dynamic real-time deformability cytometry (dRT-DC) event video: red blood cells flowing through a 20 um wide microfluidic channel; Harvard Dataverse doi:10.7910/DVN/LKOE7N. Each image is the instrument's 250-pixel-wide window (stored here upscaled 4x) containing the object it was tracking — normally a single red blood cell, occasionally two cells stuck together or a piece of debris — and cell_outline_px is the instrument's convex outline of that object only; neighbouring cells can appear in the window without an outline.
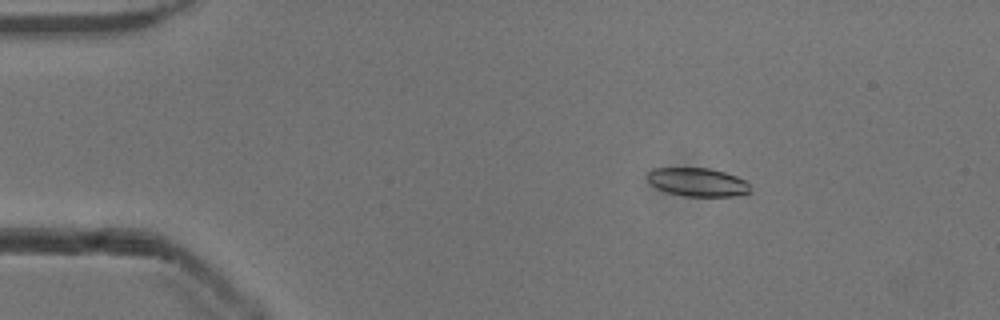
{"species": "common noctule bat (a hibernating species)", "species_latin": "Nyctalus noctula", "temperature_condition": "cold", "stored_images_in_passage": 55, "segment_of_instrument_passage": [1, 2], "camera_frame_rate_fps": 3000, "um_per_image_px": 0.085, "animal": {"sex": "male", "body_mass_g": 13.3}, "frame": {"image": 1, "passage_image": 9, "time_ms": 2.667, "image_size_px": [1000, 320], "cell_outline_px": [[752, 192], [736, 196], [684, 196], [668, 192], [656, 188], [644, 176], [652, 168], [708, 168], [724, 172], [736, 176], [744, 180], [748, 184]], "centroid_in_image_um": [59.27, 15.48], "position_along_channel_um": 25.7, "area_um2": 17.11}}
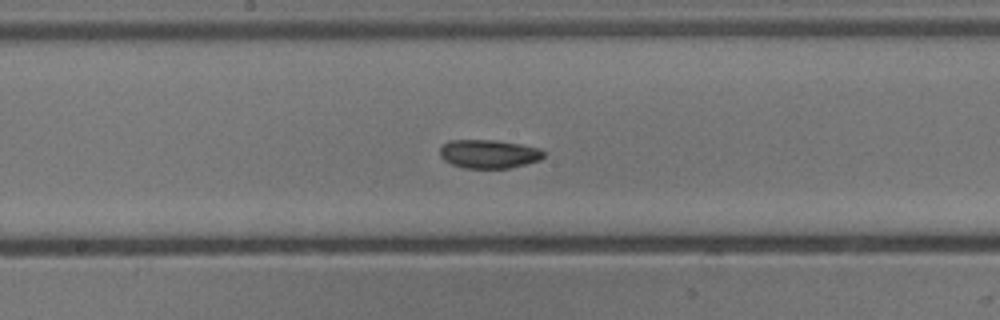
{"frame": {"image": 2, "passage_image": 29, "time_ms": 9.333, "image_size_px": [1000, 320], "cell_outline_px": [[544, 156], [540, 160], [508, 168], [464, 168], [452, 164], [444, 160], [440, 156], [440, 144], [448, 140], [496, 140], [520, 144], [540, 148], [544, 152]], "centroid_in_image_um": [41.51, 13.07], "position_along_channel_um": 206.7, "area_um2": 17.4}}
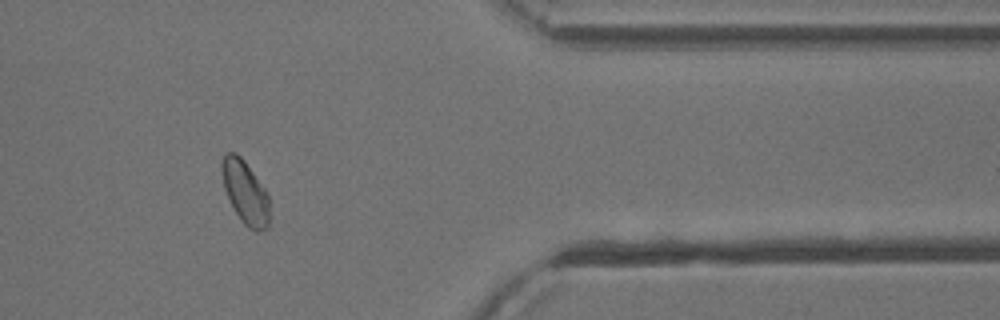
{"frame": {"image": 3, "passage_image": 45, "time_ms": 14.667, "image_size_px": [1000, 320], "cell_outline_px": [[268, 228], [256, 232], [248, 228], [240, 220], [224, 188], [220, 168], [220, 164], [224, 152], [236, 152], [244, 160], [264, 188], [268, 196]], "centroid_in_image_um": [20.81, 16.31], "position_along_channel_um": 390.6, "area_um2": 17.46}}